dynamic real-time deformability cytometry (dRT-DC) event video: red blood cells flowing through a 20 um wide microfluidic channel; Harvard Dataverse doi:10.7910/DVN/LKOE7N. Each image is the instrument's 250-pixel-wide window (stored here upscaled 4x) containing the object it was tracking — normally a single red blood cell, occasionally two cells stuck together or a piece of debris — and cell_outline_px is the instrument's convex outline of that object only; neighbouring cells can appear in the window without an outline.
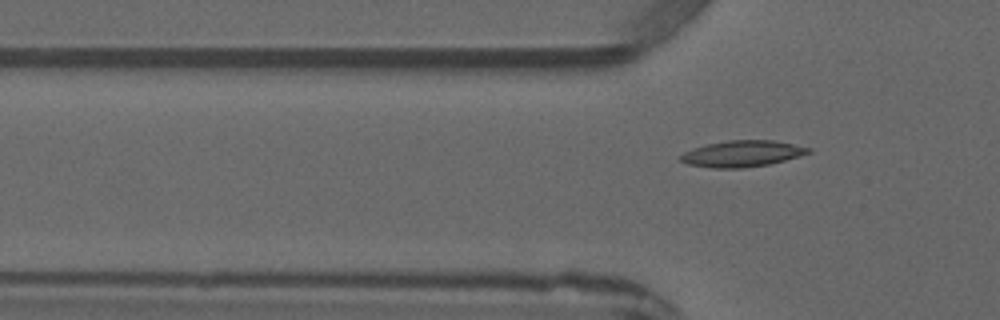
{"species": "common noctule bat (a hibernating species)", "species_latin": "Nyctalus noctula", "temperature_condition": "warm", "stored_images_in_passage": 3, "camera_frame_rate_fps": 3000, "um_per_image_px": 0.085, "animal": {"sex": "male", "forearm_length_mm": 52.5}, "frame": {"image": 1, "passage_image": 3, "time_ms": 3.333, "image_size_px": [1000, 320], "cell_outline_px": [[812, 152], [800, 156], [768, 164], [744, 168], [712, 168], [688, 164], [680, 160], [676, 156], [692, 148], [704, 144], [728, 140], [772, 140], [812, 148]], "centroid_in_image_um": [63.04, 13.06], "position_along_channel_um": 62.8, "area_um2": 19.71}}